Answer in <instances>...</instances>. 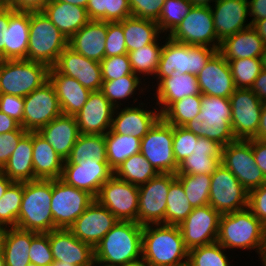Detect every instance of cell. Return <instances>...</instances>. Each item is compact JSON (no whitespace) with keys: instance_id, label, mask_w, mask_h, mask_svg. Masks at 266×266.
<instances>
[{"instance_id":"6da1fadb","label":"cell","mask_w":266,"mask_h":266,"mask_svg":"<svg viewBox=\"0 0 266 266\" xmlns=\"http://www.w3.org/2000/svg\"><path fill=\"white\" fill-rule=\"evenodd\" d=\"M188 254L178 225L143 226L142 260L148 266H187Z\"/></svg>"},{"instance_id":"7a4b0ae2","label":"cell","mask_w":266,"mask_h":266,"mask_svg":"<svg viewBox=\"0 0 266 266\" xmlns=\"http://www.w3.org/2000/svg\"><path fill=\"white\" fill-rule=\"evenodd\" d=\"M142 230L137 222L118 221L95 246V261L124 266L142 259Z\"/></svg>"},{"instance_id":"3957f363","label":"cell","mask_w":266,"mask_h":266,"mask_svg":"<svg viewBox=\"0 0 266 266\" xmlns=\"http://www.w3.org/2000/svg\"><path fill=\"white\" fill-rule=\"evenodd\" d=\"M265 236L266 227L248 207L220 216L217 242L225 249H255L259 254Z\"/></svg>"},{"instance_id":"277c9868","label":"cell","mask_w":266,"mask_h":266,"mask_svg":"<svg viewBox=\"0 0 266 266\" xmlns=\"http://www.w3.org/2000/svg\"><path fill=\"white\" fill-rule=\"evenodd\" d=\"M229 98L201 94V111L185 127L198 137L214 140L223 147L236 140L231 127Z\"/></svg>"},{"instance_id":"5b68a950","label":"cell","mask_w":266,"mask_h":266,"mask_svg":"<svg viewBox=\"0 0 266 266\" xmlns=\"http://www.w3.org/2000/svg\"><path fill=\"white\" fill-rule=\"evenodd\" d=\"M52 180L24 182V192L16 228L37 233L55 229L51 212Z\"/></svg>"},{"instance_id":"8992f818","label":"cell","mask_w":266,"mask_h":266,"mask_svg":"<svg viewBox=\"0 0 266 266\" xmlns=\"http://www.w3.org/2000/svg\"><path fill=\"white\" fill-rule=\"evenodd\" d=\"M161 50L159 66L156 72V84L163 78L173 75L190 73L198 75L210 58L218 51L206 46L188 45L173 41L166 36Z\"/></svg>"},{"instance_id":"52a82bcc","label":"cell","mask_w":266,"mask_h":266,"mask_svg":"<svg viewBox=\"0 0 266 266\" xmlns=\"http://www.w3.org/2000/svg\"><path fill=\"white\" fill-rule=\"evenodd\" d=\"M68 40L42 11H30L27 60L53 67Z\"/></svg>"},{"instance_id":"ba28073f","label":"cell","mask_w":266,"mask_h":266,"mask_svg":"<svg viewBox=\"0 0 266 266\" xmlns=\"http://www.w3.org/2000/svg\"><path fill=\"white\" fill-rule=\"evenodd\" d=\"M50 67L29 60H0V94L25 97L49 80Z\"/></svg>"},{"instance_id":"9c48e42d","label":"cell","mask_w":266,"mask_h":266,"mask_svg":"<svg viewBox=\"0 0 266 266\" xmlns=\"http://www.w3.org/2000/svg\"><path fill=\"white\" fill-rule=\"evenodd\" d=\"M140 153L159 174H176L179 165L174 158L173 125L160 117L141 139Z\"/></svg>"},{"instance_id":"30bf717a","label":"cell","mask_w":266,"mask_h":266,"mask_svg":"<svg viewBox=\"0 0 266 266\" xmlns=\"http://www.w3.org/2000/svg\"><path fill=\"white\" fill-rule=\"evenodd\" d=\"M95 198L61 178L52 180L51 212L55 229H68Z\"/></svg>"},{"instance_id":"8fae6325","label":"cell","mask_w":266,"mask_h":266,"mask_svg":"<svg viewBox=\"0 0 266 266\" xmlns=\"http://www.w3.org/2000/svg\"><path fill=\"white\" fill-rule=\"evenodd\" d=\"M176 174L161 173L147 183L138 186L139 205L137 223L141 226L165 224L167 196Z\"/></svg>"},{"instance_id":"7c38bea8","label":"cell","mask_w":266,"mask_h":266,"mask_svg":"<svg viewBox=\"0 0 266 266\" xmlns=\"http://www.w3.org/2000/svg\"><path fill=\"white\" fill-rule=\"evenodd\" d=\"M223 164L250 192L266 183V178L255 163L252 139L235 140L222 148Z\"/></svg>"},{"instance_id":"4fadbf2b","label":"cell","mask_w":266,"mask_h":266,"mask_svg":"<svg viewBox=\"0 0 266 266\" xmlns=\"http://www.w3.org/2000/svg\"><path fill=\"white\" fill-rule=\"evenodd\" d=\"M173 41L219 50L221 42L214 29L211 8L192 6L180 25L168 36Z\"/></svg>"},{"instance_id":"5bb4252c","label":"cell","mask_w":266,"mask_h":266,"mask_svg":"<svg viewBox=\"0 0 266 266\" xmlns=\"http://www.w3.org/2000/svg\"><path fill=\"white\" fill-rule=\"evenodd\" d=\"M249 192L223 164L211 175L209 205L220 214L248 207Z\"/></svg>"},{"instance_id":"9a60e30c","label":"cell","mask_w":266,"mask_h":266,"mask_svg":"<svg viewBox=\"0 0 266 266\" xmlns=\"http://www.w3.org/2000/svg\"><path fill=\"white\" fill-rule=\"evenodd\" d=\"M231 127L236 140L255 138L260 122L262 101L251 89L236 88L230 95Z\"/></svg>"},{"instance_id":"2e32d148","label":"cell","mask_w":266,"mask_h":266,"mask_svg":"<svg viewBox=\"0 0 266 266\" xmlns=\"http://www.w3.org/2000/svg\"><path fill=\"white\" fill-rule=\"evenodd\" d=\"M95 199L119 221L137 222L139 205L137 185L122 181L113 175L101 186Z\"/></svg>"},{"instance_id":"e0dca14e","label":"cell","mask_w":266,"mask_h":266,"mask_svg":"<svg viewBox=\"0 0 266 266\" xmlns=\"http://www.w3.org/2000/svg\"><path fill=\"white\" fill-rule=\"evenodd\" d=\"M62 113L53 84L48 80L24 97L23 123L26 131H38Z\"/></svg>"},{"instance_id":"ac0fdd59","label":"cell","mask_w":266,"mask_h":266,"mask_svg":"<svg viewBox=\"0 0 266 266\" xmlns=\"http://www.w3.org/2000/svg\"><path fill=\"white\" fill-rule=\"evenodd\" d=\"M220 216L210 205L193 209L178 225L188 250L217 242Z\"/></svg>"},{"instance_id":"d6986e66","label":"cell","mask_w":266,"mask_h":266,"mask_svg":"<svg viewBox=\"0 0 266 266\" xmlns=\"http://www.w3.org/2000/svg\"><path fill=\"white\" fill-rule=\"evenodd\" d=\"M119 220L96 199L68 228L79 240L93 248Z\"/></svg>"},{"instance_id":"ffe728a7","label":"cell","mask_w":266,"mask_h":266,"mask_svg":"<svg viewBox=\"0 0 266 266\" xmlns=\"http://www.w3.org/2000/svg\"><path fill=\"white\" fill-rule=\"evenodd\" d=\"M114 175L108 163L81 160L77 164H64L61 179L67 184L97 197L101 186Z\"/></svg>"},{"instance_id":"44dd1931","label":"cell","mask_w":266,"mask_h":266,"mask_svg":"<svg viewBox=\"0 0 266 266\" xmlns=\"http://www.w3.org/2000/svg\"><path fill=\"white\" fill-rule=\"evenodd\" d=\"M49 242L54 261L75 266H93L94 248L79 240L69 229L50 231Z\"/></svg>"},{"instance_id":"7402d4cb","label":"cell","mask_w":266,"mask_h":266,"mask_svg":"<svg viewBox=\"0 0 266 266\" xmlns=\"http://www.w3.org/2000/svg\"><path fill=\"white\" fill-rule=\"evenodd\" d=\"M114 111L101 91H92L75 116L80 134L105 135L111 129Z\"/></svg>"},{"instance_id":"603a6c76","label":"cell","mask_w":266,"mask_h":266,"mask_svg":"<svg viewBox=\"0 0 266 266\" xmlns=\"http://www.w3.org/2000/svg\"><path fill=\"white\" fill-rule=\"evenodd\" d=\"M54 67L64 75L76 79L83 87L91 91H101V64L82 54L73 51L68 46L59 55Z\"/></svg>"},{"instance_id":"cb8c5ba5","label":"cell","mask_w":266,"mask_h":266,"mask_svg":"<svg viewBox=\"0 0 266 266\" xmlns=\"http://www.w3.org/2000/svg\"><path fill=\"white\" fill-rule=\"evenodd\" d=\"M213 4L210 8L213 16L214 29L217 39L220 42L252 26L250 21L246 23V18L249 16L247 0H219Z\"/></svg>"},{"instance_id":"d4e9b609","label":"cell","mask_w":266,"mask_h":266,"mask_svg":"<svg viewBox=\"0 0 266 266\" xmlns=\"http://www.w3.org/2000/svg\"><path fill=\"white\" fill-rule=\"evenodd\" d=\"M146 103H139V107L125 106V108H115L111 130L114 133L122 135H132L135 138L142 139L161 117L158 108L149 110ZM142 105V106H141ZM120 110V112H119Z\"/></svg>"},{"instance_id":"484cf974","label":"cell","mask_w":266,"mask_h":266,"mask_svg":"<svg viewBox=\"0 0 266 266\" xmlns=\"http://www.w3.org/2000/svg\"><path fill=\"white\" fill-rule=\"evenodd\" d=\"M196 78L201 94L230 98L236 89L229 64L218 51L210 58Z\"/></svg>"},{"instance_id":"4316f807","label":"cell","mask_w":266,"mask_h":266,"mask_svg":"<svg viewBox=\"0 0 266 266\" xmlns=\"http://www.w3.org/2000/svg\"><path fill=\"white\" fill-rule=\"evenodd\" d=\"M30 11L10 7L8 28L3 32V60H27Z\"/></svg>"},{"instance_id":"83f0119b","label":"cell","mask_w":266,"mask_h":266,"mask_svg":"<svg viewBox=\"0 0 266 266\" xmlns=\"http://www.w3.org/2000/svg\"><path fill=\"white\" fill-rule=\"evenodd\" d=\"M107 30L108 22L90 20L68 40V47L100 63L105 58Z\"/></svg>"},{"instance_id":"f1b7e54d","label":"cell","mask_w":266,"mask_h":266,"mask_svg":"<svg viewBox=\"0 0 266 266\" xmlns=\"http://www.w3.org/2000/svg\"><path fill=\"white\" fill-rule=\"evenodd\" d=\"M37 132L63 160L69 157L76 140L80 136L76 117L64 114L56 117Z\"/></svg>"},{"instance_id":"f546056e","label":"cell","mask_w":266,"mask_h":266,"mask_svg":"<svg viewBox=\"0 0 266 266\" xmlns=\"http://www.w3.org/2000/svg\"><path fill=\"white\" fill-rule=\"evenodd\" d=\"M223 146L214 140L198 137L194 152L182 163L176 174L212 175L220 166Z\"/></svg>"},{"instance_id":"4dcf8cb0","label":"cell","mask_w":266,"mask_h":266,"mask_svg":"<svg viewBox=\"0 0 266 266\" xmlns=\"http://www.w3.org/2000/svg\"><path fill=\"white\" fill-rule=\"evenodd\" d=\"M156 87L155 107L162 114L173 102L192 95H201L196 75L175 72L169 77L163 78ZM158 105V106H157Z\"/></svg>"},{"instance_id":"1f68e13d","label":"cell","mask_w":266,"mask_h":266,"mask_svg":"<svg viewBox=\"0 0 266 266\" xmlns=\"http://www.w3.org/2000/svg\"><path fill=\"white\" fill-rule=\"evenodd\" d=\"M49 81L54 86L64 115L76 116L92 92L76 79L61 74L54 66L50 67Z\"/></svg>"},{"instance_id":"d6a6232c","label":"cell","mask_w":266,"mask_h":266,"mask_svg":"<svg viewBox=\"0 0 266 266\" xmlns=\"http://www.w3.org/2000/svg\"><path fill=\"white\" fill-rule=\"evenodd\" d=\"M42 12L67 40L90 21L86 8L56 0H51Z\"/></svg>"},{"instance_id":"836d02e7","label":"cell","mask_w":266,"mask_h":266,"mask_svg":"<svg viewBox=\"0 0 266 266\" xmlns=\"http://www.w3.org/2000/svg\"><path fill=\"white\" fill-rule=\"evenodd\" d=\"M264 42L252 27H248L225 38L219 47L218 52L226 59L261 58Z\"/></svg>"},{"instance_id":"e575fe53","label":"cell","mask_w":266,"mask_h":266,"mask_svg":"<svg viewBox=\"0 0 266 266\" xmlns=\"http://www.w3.org/2000/svg\"><path fill=\"white\" fill-rule=\"evenodd\" d=\"M32 145L34 180L61 178L65 160L37 131H32Z\"/></svg>"},{"instance_id":"d590c367","label":"cell","mask_w":266,"mask_h":266,"mask_svg":"<svg viewBox=\"0 0 266 266\" xmlns=\"http://www.w3.org/2000/svg\"><path fill=\"white\" fill-rule=\"evenodd\" d=\"M13 182L34 180L32 131L19 141L5 166L0 170Z\"/></svg>"},{"instance_id":"8d00e7d4","label":"cell","mask_w":266,"mask_h":266,"mask_svg":"<svg viewBox=\"0 0 266 266\" xmlns=\"http://www.w3.org/2000/svg\"><path fill=\"white\" fill-rule=\"evenodd\" d=\"M34 231H25L16 227L7 228L3 244L5 266H28L31 240L37 235Z\"/></svg>"},{"instance_id":"74e56055","label":"cell","mask_w":266,"mask_h":266,"mask_svg":"<svg viewBox=\"0 0 266 266\" xmlns=\"http://www.w3.org/2000/svg\"><path fill=\"white\" fill-rule=\"evenodd\" d=\"M123 33L127 52L152 44L162 35L156 21L133 16L123 20Z\"/></svg>"},{"instance_id":"f35d334b","label":"cell","mask_w":266,"mask_h":266,"mask_svg":"<svg viewBox=\"0 0 266 266\" xmlns=\"http://www.w3.org/2000/svg\"><path fill=\"white\" fill-rule=\"evenodd\" d=\"M105 145L108 165L115 171L126 159L140 152L141 139L117 134L110 129L105 134Z\"/></svg>"},{"instance_id":"ab89813d","label":"cell","mask_w":266,"mask_h":266,"mask_svg":"<svg viewBox=\"0 0 266 266\" xmlns=\"http://www.w3.org/2000/svg\"><path fill=\"white\" fill-rule=\"evenodd\" d=\"M96 160L108 163L105 135L80 134L64 164H77L81 160Z\"/></svg>"},{"instance_id":"60d3db41","label":"cell","mask_w":266,"mask_h":266,"mask_svg":"<svg viewBox=\"0 0 266 266\" xmlns=\"http://www.w3.org/2000/svg\"><path fill=\"white\" fill-rule=\"evenodd\" d=\"M142 82V77H139L136 74H129L126 76H123L117 80H111V81H103L101 92L104 94V96L109 100V102L115 107H121L125 106L120 101H124L127 99H131L133 97L132 95H137L136 91L141 90L140 92L144 93L143 90L146 91V89L149 88L145 86L146 84ZM146 87H141V85ZM141 87V89H139Z\"/></svg>"},{"instance_id":"b9f144b4","label":"cell","mask_w":266,"mask_h":266,"mask_svg":"<svg viewBox=\"0 0 266 266\" xmlns=\"http://www.w3.org/2000/svg\"><path fill=\"white\" fill-rule=\"evenodd\" d=\"M165 37L166 35H164V37L161 36L154 43L127 53L133 73L139 77L142 76L144 81L146 79L150 80V76L154 75L153 77H155L156 75L159 66L161 50L163 47V44L161 43L160 45L159 41L165 39ZM146 76L149 77L146 78Z\"/></svg>"},{"instance_id":"7bdbcfd3","label":"cell","mask_w":266,"mask_h":266,"mask_svg":"<svg viewBox=\"0 0 266 266\" xmlns=\"http://www.w3.org/2000/svg\"><path fill=\"white\" fill-rule=\"evenodd\" d=\"M159 173L139 152L126 159L115 171L114 176L122 181L140 186Z\"/></svg>"},{"instance_id":"ee69618b","label":"cell","mask_w":266,"mask_h":266,"mask_svg":"<svg viewBox=\"0 0 266 266\" xmlns=\"http://www.w3.org/2000/svg\"><path fill=\"white\" fill-rule=\"evenodd\" d=\"M181 182L176 178L169 187L165 224L179 225L193 211Z\"/></svg>"},{"instance_id":"f6af8a7d","label":"cell","mask_w":266,"mask_h":266,"mask_svg":"<svg viewBox=\"0 0 266 266\" xmlns=\"http://www.w3.org/2000/svg\"><path fill=\"white\" fill-rule=\"evenodd\" d=\"M201 111V95L184 97L173 102L161 117L170 125L184 126Z\"/></svg>"},{"instance_id":"bcb514c9","label":"cell","mask_w":266,"mask_h":266,"mask_svg":"<svg viewBox=\"0 0 266 266\" xmlns=\"http://www.w3.org/2000/svg\"><path fill=\"white\" fill-rule=\"evenodd\" d=\"M176 178L181 182L187 199L193 208L209 205L211 175L176 174Z\"/></svg>"},{"instance_id":"7dc6e473","label":"cell","mask_w":266,"mask_h":266,"mask_svg":"<svg viewBox=\"0 0 266 266\" xmlns=\"http://www.w3.org/2000/svg\"><path fill=\"white\" fill-rule=\"evenodd\" d=\"M24 192V182H13L0 199V225L16 227Z\"/></svg>"},{"instance_id":"c3c4849f","label":"cell","mask_w":266,"mask_h":266,"mask_svg":"<svg viewBox=\"0 0 266 266\" xmlns=\"http://www.w3.org/2000/svg\"><path fill=\"white\" fill-rule=\"evenodd\" d=\"M192 6L189 0H165L156 21L161 33L169 36L180 25Z\"/></svg>"},{"instance_id":"681fc988","label":"cell","mask_w":266,"mask_h":266,"mask_svg":"<svg viewBox=\"0 0 266 266\" xmlns=\"http://www.w3.org/2000/svg\"><path fill=\"white\" fill-rule=\"evenodd\" d=\"M225 250L218 242L193 248L189 250L187 266H232Z\"/></svg>"},{"instance_id":"f907efd6","label":"cell","mask_w":266,"mask_h":266,"mask_svg":"<svg viewBox=\"0 0 266 266\" xmlns=\"http://www.w3.org/2000/svg\"><path fill=\"white\" fill-rule=\"evenodd\" d=\"M227 62L236 88L251 89L263 70L261 58L234 59Z\"/></svg>"},{"instance_id":"816d5d0a","label":"cell","mask_w":266,"mask_h":266,"mask_svg":"<svg viewBox=\"0 0 266 266\" xmlns=\"http://www.w3.org/2000/svg\"><path fill=\"white\" fill-rule=\"evenodd\" d=\"M198 136L183 126H173V151L176 163L179 165L193 152Z\"/></svg>"},{"instance_id":"f5cc1de1","label":"cell","mask_w":266,"mask_h":266,"mask_svg":"<svg viewBox=\"0 0 266 266\" xmlns=\"http://www.w3.org/2000/svg\"><path fill=\"white\" fill-rule=\"evenodd\" d=\"M100 64L103 81L117 80L123 76L134 74L128 54L104 58Z\"/></svg>"},{"instance_id":"db71d44e","label":"cell","mask_w":266,"mask_h":266,"mask_svg":"<svg viewBox=\"0 0 266 266\" xmlns=\"http://www.w3.org/2000/svg\"><path fill=\"white\" fill-rule=\"evenodd\" d=\"M30 263L38 266H51L54 262L50 248L49 232L38 233L32 240L28 252Z\"/></svg>"},{"instance_id":"11a10c76","label":"cell","mask_w":266,"mask_h":266,"mask_svg":"<svg viewBox=\"0 0 266 266\" xmlns=\"http://www.w3.org/2000/svg\"><path fill=\"white\" fill-rule=\"evenodd\" d=\"M127 53L125 36L123 33V20L120 22H108L105 58Z\"/></svg>"},{"instance_id":"9f6ffc18","label":"cell","mask_w":266,"mask_h":266,"mask_svg":"<svg viewBox=\"0 0 266 266\" xmlns=\"http://www.w3.org/2000/svg\"><path fill=\"white\" fill-rule=\"evenodd\" d=\"M165 0H129L131 15L157 21Z\"/></svg>"},{"instance_id":"6f0895ef","label":"cell","mask_w":266,"mask_h":266,"mask_svg":"<svg viewBox=\"0 0 266 266\" xmlns=\"http://www.w3.org/2000/svg\"><path fill=\"white\" fill-rule=\"evenodd\" d=\"M19 126L15 131L0 134V170L5 166L8 159L17 148L20 139L27 133Z\"/></svg>"},{"instance_id":"680465c9","label":"cell","mask_w":266,"mask_h":266,"mask_svg":"<svg viewBox=\"0 0 266 266\" xmlns=\"http://www.w3.org/2000/svg\"><path fill=\"white\" fill-rule=\"evenodd\" d=\"M0 111L21 125L23 123L24 97L0 94Z\"/></svg>"},{"instance_id":"91938a15","label":"cell","mask_w":266,"mask_h":266,"mask_svg":"<svg viewBox=\"0 0 266 266\" xmlns=\"http://www.w3.org/2000/svg\"><path fill=\"white\" fill-rule=\"evenodd\" d=\"M248 208L266 227V183L249 192Z\"/></svg>"},{"instance_id":"94428289","label":"cell","mask_w":266,"mask_h":266,"mask_svg":"<svg viewBox=\"0 0 266 266\" xmlns=\"http://www.w3.org/2000/svg\"><path fill=\"white\" fill-rule=\"evenodd\" d=\"M131 15L129 0H109L106 22H120Z\"/></svg>"},{"instance_id":"6125c7cd","label":"cell","mask_w":266,"mask_h":266,"mask_svg":"<svg viewBox=\"0 0 266 266\" xmlns=\"http://www.w3.org/2000/svg\"><path fill=\"white\" fill-rule=\"evenodd\" d=\"M109 0H88L86 10L90 20L106 22V9Z\"/></svg>"},{"instance_id":"be15d7a7","label":"cell","mask_w":266,"mask_h":266,"mask_svg":"<svg viewBox=\"0 0 266 266\" xmlns=\"http://www.w3.org/2000/svg\"><path fill=\"white\" fill-rule=\"evenodd\" d=\"M51 0H10L7 6L16 11H42Z\"/></svg>"},{"instance_id":"e7e4bbea","label":"cell","mask_w":266,"mask_h":266,"mask_svg":"<svg viewBox=\"0 0 266 266\" xmlns=\"http://www.w3.org/2000/svg\"><path fill=\"white\" fill-rule=\"evenodd\" d=\"M252 151L255 163L266 178V141L253 138Z\"/></svg>"},{"instance_id":"03108f58","label":"cell","mask_w":266,"mask_h":266,"mask_svg":"<svg viewBox=\"0 0 266 266\" xmlns=\"http://www.w3.org/2000/svg\"><path fill=\"white\" fill-rule=\"evenodd\" d=\"M249 16L252 18L250 21L253 24L255 21L266 18V0H247Z\"/></svg>"},{"instance_id":"003e7915","label":"cell","mask_w":266,"mask_h":266,"mask_svg":"<svg viewBox=\"0 0 266 266\" xmlns=\"http://www.w3.org/2000/svg\"><path fill=\"white\" fill-rule=\"evenodd\" d=\"M10 20V6L0 7V60H3V30L8 28Z\"/></svg>"},{"instance_id":"a7ac6f4b","label":"cell","mask_w":266,"mask_h":266,"mask_svg":"<svg viewBox=\"0 0 266 266\" xmlns=\"http://www.w3.org/2000/svg\"><path fill=\"white\" fill-rule=\"evenodd\" d=\"M251 90L259 97L262 102H266V70H262L255 79Z\"/></svg>"},{"instance_id":"89a4df30","label":"cell","mask_w":266,"mask_h":266,"mask_svg":"<svg viewBox=\"0 0 266 266\" xmlns=\"http://www.w3.org/2000/svg\"><path fill=\"white\" fill-rule=\"evenodd\" d=\"M20 124L0 111V134L15 131Z\"/></svg>"},{"instance_id":"2644e50d","label":"cell","mask_w":266,"mask_h":266,"mask_svg":"<svg viewBox=\"0 0 266 266\" xmlns=\"http://www.w3.org/2000/svg\"><path fill=\"white\" fill-rule=\"evenodd\" d=\"M255 139L266 141V102H262V111Z\"/></svg>"},{"instance_id":"8c879c8a","label":"cell","mask_w":266,"mask_h":266,"mask_svg":"<svg viewBox=\"0 0 266 266\" xmlns=\"http://www.w3.org/2000/svg\"><path fill=\"white\" fill-rule=\"evenodd\" d=\"M252 27L257 31L258 35L266 45V18L255 21L252 24Z\"/></svg>"},{"instance_id":"753ad0ef","label":"cell","mask_w":266,"mask_h":266,"mask_svg":"<svg viewBox=\"0 0 266 266\" xmlns=\"http://www.w3.org/2000/svg\"><path fill=\"white\" fill-rule=\"evenodd\" d=\"M13 183L3 172L0 171V199L5 194V191Z\"/></svg>"},{"instance_id":"34e18365","label":"cell","mask_w":266,"mask_h":266,"mask_svg":"<svg viewBox=\"0 0 266 266\" xmlns=\"http://www.w3.org/2000/svg\"><path fill=\"white\" fill-rule=\"evenodd\" d=\"M258 256L261 259L259 261L262 262V266H266V236H265L264 242L261 246Z\"/></svg>"},{"instance_id":"11e5206c","label":"cell","mask_w":266,"mask_h":266,"mask_svg":"<svg viewBox=\"0 0 266 266\" xmlns=\"http://www.w3.org/2000/svg\"><path fill=\"white\" fill-rule=\"evenodd\" d=\"M194 6H208L211 7V2L217 3L219 0H189Z\"/></svg>"},{"instance_id":"2a66077c","label":"cell","mask_w":266,"mask_h":266,"mask_svg":"<svg viewBox=\"0 0 266 266\" xmlns=\"http://www.w3.org/2000/svg\"><path fill=\"white\" fill-rule=\"evenodd\" d=\"M61 2H66L72 5H77L86 8L88 0H56Z\"/></svg>"},{"instance_id":"b9fcfbb0","label":"cell","mask_w":266,"mask_h":266,"mask_svg":"<svg viewBox=\"0 0 266 266\" xmlns=\"http://www.w3.org/2000/svg\"><path fill=\"white\" fill-rule=\"evenodd\" d=\"M7 227L0 225V252L3 251L4 238L6 235Z\"/></svg>"},{"instance_id":"09005b40","label":"cell","mask_w":266,"mask_h":266,"mask_svg":"<svg viewBox=\"0 0 266 266\" xmlns=\"http://www.w3.org/2000/svg\"><path fill=\"white\" fill-rule=\"evenodd\" d=\"M124 266H148L142 259L132 262V263H128Z\"/></svg>"},{"instance_id":"979ff035","label":"cell","mask_w":266,"mask_h":266,"mask_svg":"<svg viewBox=\"0 0 266 266\" xmlns=\"http://www.w3.org/2000/svg\"><path fill=\"white\" fill-rule=\"evenodd\" d=\"M261 62H262L263 69L266 70V45L264 46V49L261 55Z\"/></svg>"},{"instance_id":"deb4b68c","label":"cell","mask_w":266,"mask_h":266,"mask_svg":"<svg viewBox=\"0 0 266 266\" xmlns=\"http://www.w3.org/2000/svg\"><path fill=\"white\" fill-rule=\"evenodd\" d=\"M51 266H75V265H70L67 263L60 262V261H54Z\"/></svg>"},{"instance_id":"67dfc351","label":"cell","mask_w":266,"mask_h":266,"mask_svg":"<svg viewBox=\"0 0 266 266\" xmlns=\"http://www.w3.org/2000/svg\"><path fill=\"white\" fill-rule=\"evenodd\" d=\"M93 266H113V265H107V264H104L102 262H99V261H95L94 260Z\"/></svg>"},{"instance_id":"b62a3aed","label":"cell","mask_w":266,"mask_h":266,"mask_svg":"<svg viewBox=\"0 0 266 266\" xmlns=\"http://www.w3.org/2000/svg\"><path fill=\"white\" fill-rule=\"evenodd\" d=\"M0 266H5V260L3 252H0Z\"/></svg>"},{"instance_id":"603ad722","label":"cell","mask_w":266,"mask_h":266,"mask_svg":"<svg viewBox=\"0 0 266 266\" xmlns=\"http://www.w3.org/2000/svg\"><path fill=\"white\" fill-rule=\"evenodd\" d=\"M10 2V0H0L1 5H7Z\"/></svg>"},{"instance_id":"5803f987","label":"cell","mask_w":266,"mask_h":266,"mask_svg":"<svg viewBox=\"0 0 266 266\" xmlns=\"http://www.w3.org/2000/svg\"><path fill=\"white\" fill-rule=\"evenodd\" d=\"M28 266H38V265L30 263Z\"/></svg>"}]
</instances>
